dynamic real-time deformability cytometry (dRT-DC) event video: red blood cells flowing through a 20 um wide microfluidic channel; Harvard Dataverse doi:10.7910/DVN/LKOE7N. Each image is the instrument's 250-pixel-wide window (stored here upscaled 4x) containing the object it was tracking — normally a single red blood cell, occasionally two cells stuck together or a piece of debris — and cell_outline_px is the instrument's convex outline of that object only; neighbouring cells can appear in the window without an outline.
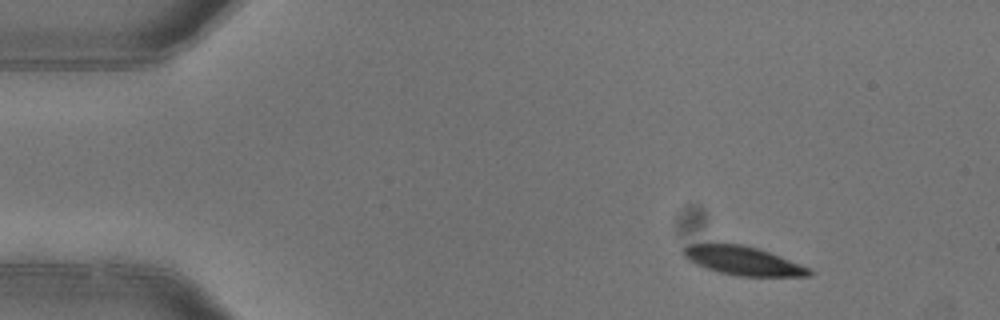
{"species": "common noctule bat (a hibernating species)", "species_latin": "Nyctalus noctula", "temperature_condition": "warm", "stored_images_in_passage": 3, "camera_frame_rate_fps": 3000, "um_per_image_px": 0.085, "animal": {"sex": "female"}, "frame": {"image": 1, "passage_image": 1, "time_ms": 0.0, "image_size_px": [1000, 320], "cell_outline_px": [[812, 276], [736, 276], [720, 272], [696, 264], [688, 260], [680, 252], [680, 248], [688, 244], [740, 244], [756, 248], [780, 256], [812, 268]], "centroid_in_image_um": [63.14, 22.16], "position_along_channel_um": 21.9, "area_um2": 21.04}}